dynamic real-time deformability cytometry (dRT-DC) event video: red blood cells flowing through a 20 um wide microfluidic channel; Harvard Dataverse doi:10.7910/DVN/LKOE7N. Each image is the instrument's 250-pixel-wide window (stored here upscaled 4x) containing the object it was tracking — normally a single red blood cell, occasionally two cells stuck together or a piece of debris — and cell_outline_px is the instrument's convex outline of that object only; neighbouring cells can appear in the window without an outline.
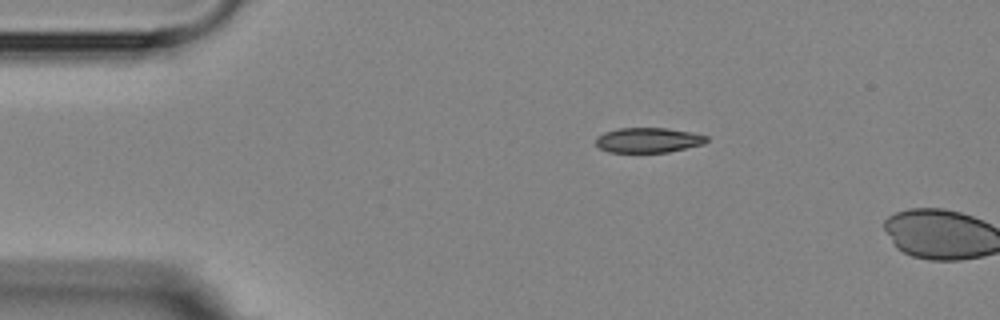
{"species": "Egyptian fruit bat (a non-hibernating species)", "species_latin": "Rousettus aegyptiacus", "temperature_condition": "room temperature", "stored_images_in_passage": 2, "camera_frame_rate_fps": 3000, "um_per_image_px": 0.085, "animal": {"sex": "female"}, "frame": {"image": 1, "passage_image": 1, "time_ms": 0.0, "image_size_px": [1000, 320], "cell_outline_px": [[708, 140], [704, 144], [668, 152], [608, 152], [600, 148], [596, 144], [596, 136], [604, 132], [616, 128], [668, 128], [692, 132], [708, 136]], "centroid_in_image_um": [55.1, 11.9], "position_along_channel_um": 29.9, "area_um2": 16.24}}